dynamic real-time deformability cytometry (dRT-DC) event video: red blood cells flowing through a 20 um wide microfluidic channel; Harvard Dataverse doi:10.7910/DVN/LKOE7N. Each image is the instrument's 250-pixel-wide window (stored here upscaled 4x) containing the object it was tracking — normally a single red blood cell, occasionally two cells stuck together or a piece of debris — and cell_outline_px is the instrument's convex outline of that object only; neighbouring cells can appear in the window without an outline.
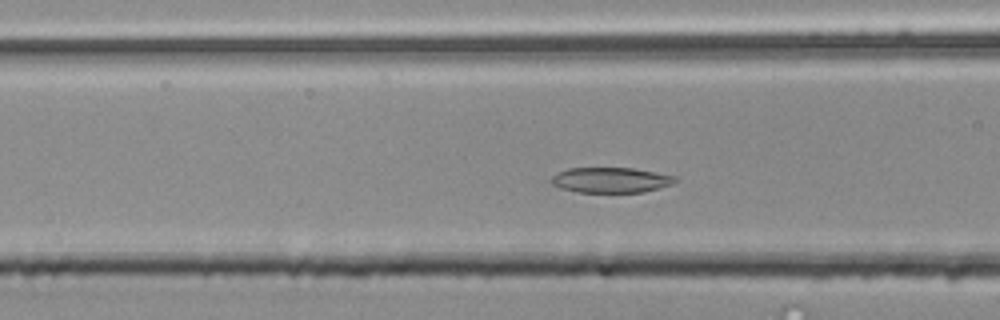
{"species": "common noctule bat (a hibernating species)", "species_latin": "Nyctalus noctula", "temperature_condition": "room temperature", "stored_images_in_passage": 50, "camera_frame_rate_fps": 3000, "um_per_image_px": 0.085, "animal": {"sex": "male", "body_mass_g": 20.4}, "frame": {"image": 1, "passage_image": 16, "time_ms": 5.0, "image_size_px": [1000, 320], "cell_outline_px": [[680, 180], [672, 184], [644, 192], [576, 192], [560, 188], [552, 184], [548, 180], [556, 172], [568, 168], [632, 168], [656, 172], [676, 176]], "centroid_in_image_um": [51.9, 15.3], "position_along_channel_um": 114.7, "area_um2": 18.5}}
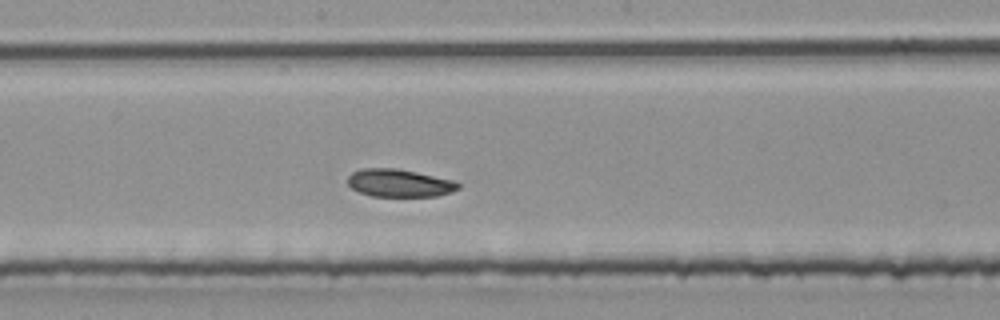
{"frame": {"image": 2, "passage_image": 24, "time_ms": 7.667, "image_size_px": [1000, 320], "cell_outline_px": [[460, 188], [452, 192], [436, 196], [372, 196], [360, 192], [352, 188], [348, 184], [348, 176], [352, 172], [360, 168], [396, 168], [456, 180], [460, 184]], "centroid_in_image_um": [33.97, 15.55], "position_along_channel_um": 214.2, "area_um2": 17.98}}
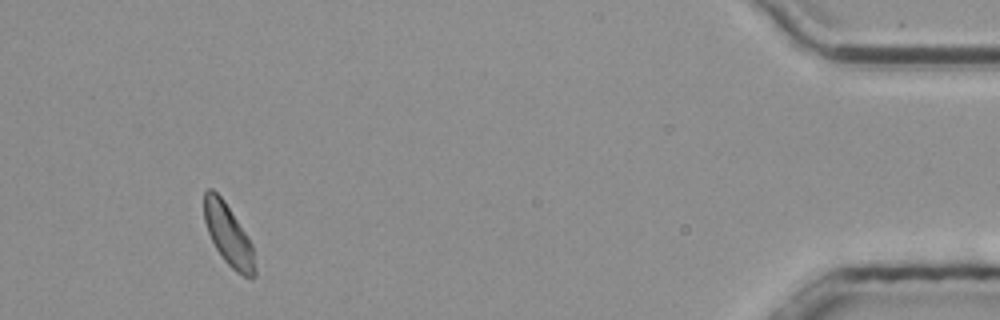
{"frame": {"image": 3, "passage_image": 46, "time_ms": 15.0, "image_size_px": [1000, 320], "cell_outline_px": [[256, 276], [252, 280], [248, 280], [236, 272], [224, 260], [216, 248], [208, 232], [204, 220], [204, 192], [208, 188], [212, 188], [224, 200], [252, 244], [256, 268]], "centroid_in_image_um": [19.43, 20.02], "position_along_channel_um": 415.8, "area_um2": 18.15}, "authors_computed_cell_mechanics": {"area_um2": 18.5827, "velocity_mm_per_s": 3.7355, "shape_relaxation_time_tau1_ms": 4.8498, "shape_relaxation_time_tau2_ms": null, "deformation_change_tau1": 0.0915, "deformation_change_tau2": null}}